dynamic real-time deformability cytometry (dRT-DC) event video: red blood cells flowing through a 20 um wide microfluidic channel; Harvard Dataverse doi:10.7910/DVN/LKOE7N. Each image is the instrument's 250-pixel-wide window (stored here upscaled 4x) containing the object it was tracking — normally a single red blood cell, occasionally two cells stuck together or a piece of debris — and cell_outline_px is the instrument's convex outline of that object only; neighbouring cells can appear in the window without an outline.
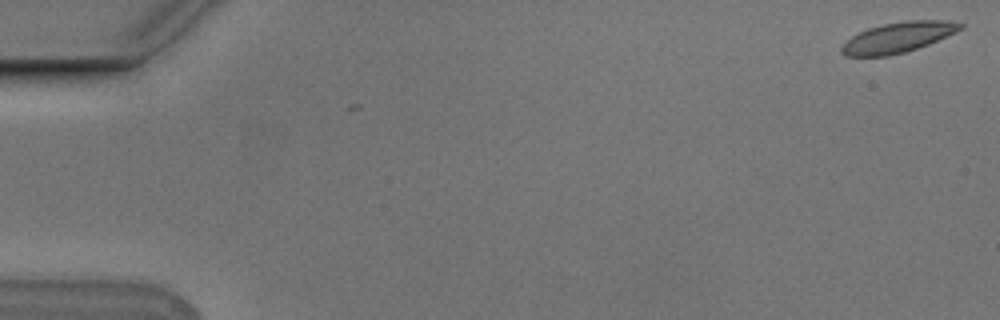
{"species": "Egyptian fruit bat (a non-hibernating species)", "species_latin": "Rousettus aegyptiacus", "temperature_condition": "cold", "stored_images_in_passage": 50, "camera_frame_rate_fps": 3000, "um_per_image_px": 0.085, "animal": {"sex": "male"}, "frame": {"image": 1, "passage_image": 1, "time_ms": 0.0, "image_size_px": [1000, 320], "cell_outline_px": [[964, 28], [956, 32], [928, 44], [904, 52], [888, 56], [844, 56], [840, 52], [840, 48], [852, 36], [868, 28], [884, 24], [908, 20], [944, 20], [964, 24]], "centroid_in_image_um": [76.33, 3.18], "position_along_channel_um": 8.7, "area_um2": 20.81}}
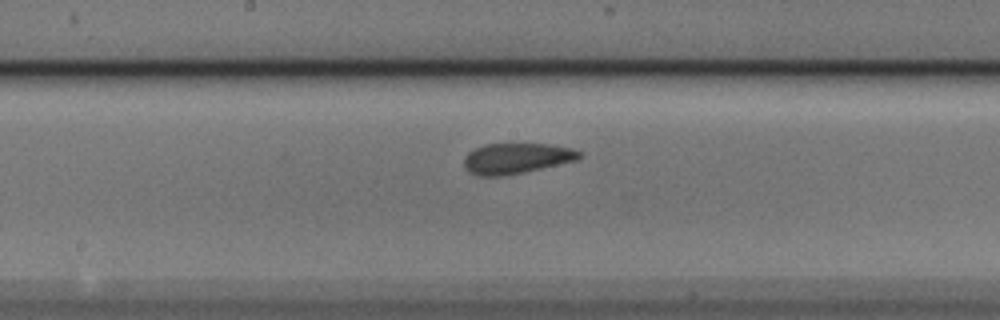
{"frame": {"image": 2, "passage_image": 29, "time_ms": 9.333, "image_size_px": [1000, 320], "cell_outline_px": [[584, 156], [576, 160], [524, 172], [504, 176], [480, 176], [468, 172], [464, 168], [464, 156], [468, 152], [484, 144], [548, 144], [572, 148], [580, 152]], "centroid_in_image_um": [43.87, 13.46], "position_along_channel_um": 204.3, "area_um2": 20.58}}
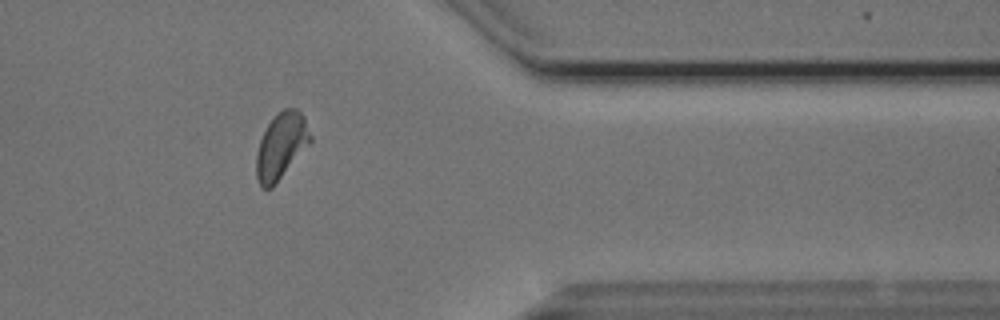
{"frame": {"image": 3, "passage_image": 45, "time_ms": 14.667, "image_size_px": [1000, 320], "cell_outline_px": [[312, 140], [272, 188], [260, 188], [256, 176], [256, 152], [260, 140], [268, 124], [284, 108], [296, 108], [304, 116], [312, 136]], "centroid_in_image_um": [23.89, 12.42], "position_along_channel_um": 387.5, "area_um2": 20.58}, "authors_computed_cell_mechanics": {"area_um2": 20.6346, "velocity_mm_per_s": 3.726, "shape_relaxation_time_tau1_ms": null, "shape_relaxation_time_tau2_ms": 1.7233, "deformation_change_tau1": null, "deformation_change_tau2": 0.0612}}